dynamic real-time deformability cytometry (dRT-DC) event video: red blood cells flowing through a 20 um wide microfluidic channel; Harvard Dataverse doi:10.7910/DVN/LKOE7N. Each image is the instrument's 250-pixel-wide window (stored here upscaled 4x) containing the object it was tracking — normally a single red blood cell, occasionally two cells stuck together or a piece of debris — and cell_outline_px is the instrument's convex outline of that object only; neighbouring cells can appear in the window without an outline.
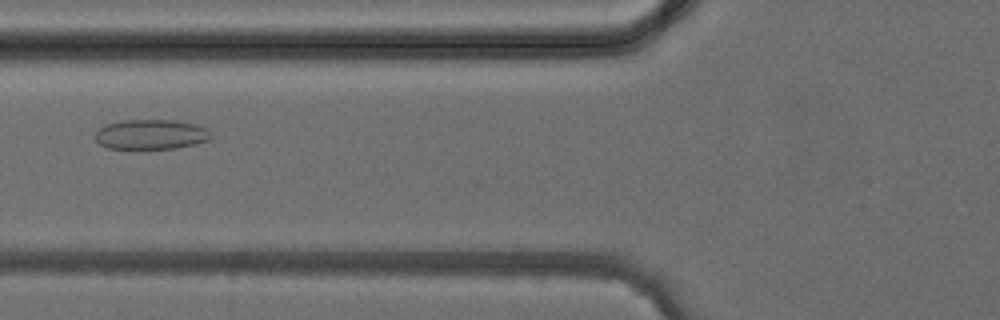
{"species": "common noctule bat (a hibernating species)", "species_latin": "Nyctalus noctula", "temperature_condition": "cold", "stored_images_in_passage": 2, "camera_frame_rate_fps": 3000, "um_per_image_px": 0.085, "animal": {"sex": "female", "body_mass_g": 24.6, "forearm_length_mm": 56.2}, "frame": {"image": 1, "passage_image": 2, "time_ms": 1.0, "image_size_px": [1000, 320], "cell_outline_px": [[212, 136], [208, 140], [176, 148], [108, 148], [100, 144], [96, 140], [96, 132], [104, 124], [120, 120], [176, 120], [208, 128]], "centroid_in_image_um": [12.82, 11.41], "position_along_channel_um": 113.0, "area_um2": 20.0}}